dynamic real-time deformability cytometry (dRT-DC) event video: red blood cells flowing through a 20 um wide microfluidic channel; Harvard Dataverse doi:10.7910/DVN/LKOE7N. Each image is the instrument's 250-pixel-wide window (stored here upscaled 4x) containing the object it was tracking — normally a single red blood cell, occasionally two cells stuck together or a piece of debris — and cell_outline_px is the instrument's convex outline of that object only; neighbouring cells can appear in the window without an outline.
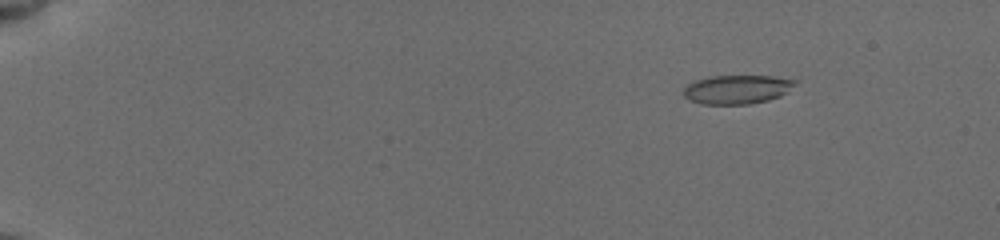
{"species": "common noctule bat (a hibernating species)", "species_latin": "Nyctalus noctula", "temperature_condition": "cold", "stored_images_in_passage": 45, "camera_frame_rate_fps": 3000, "um_per_image_px": 0.085, "animal": {"sex": "female", "body_mass_g": 19.5, "forearm_length_mm": 54.1}, "frame": {"image": 1, "passage_image": 1, "time_ms": 0.0, "image_size_px": [1000, 240], "cell_outline_px": [[800, 80], [788, 92], [780, 96], [768, 100], [748, 104], [700, 104], [688, 100], [684, 96], [684, 84], [708, 76], [772, 76]], "centroid_in_image_um": [62.64, 7.59], "position_along_channel_um": 22.4, "area_um2": 19.07}}
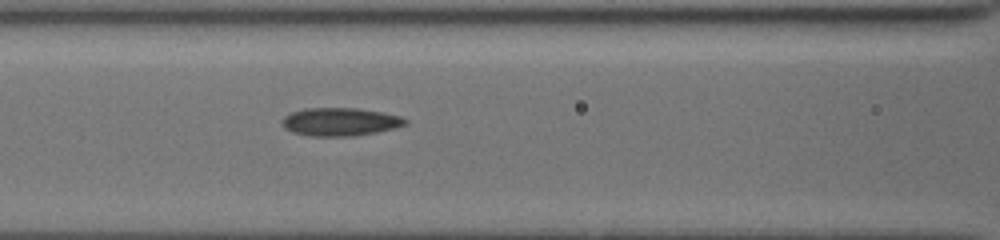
{"frame": {"image": 2, "passage_image": 26, "time_ms": 6.333, "image_size_px": [1000, 240], "cell_outline_px": [[408, 124], [396, 128], [376, 132], [352, 136], [312, 136], [292, 132], [284, 128], [280, 120], [284, 116], [292, 112], [304, 108], [360, 108], [384, 112], [400, 116], [408, 120]], "centroid_in_image_um": [28.92, 10.34], "position_along_channel_um": 137.7, "area_um2": 20.4}}
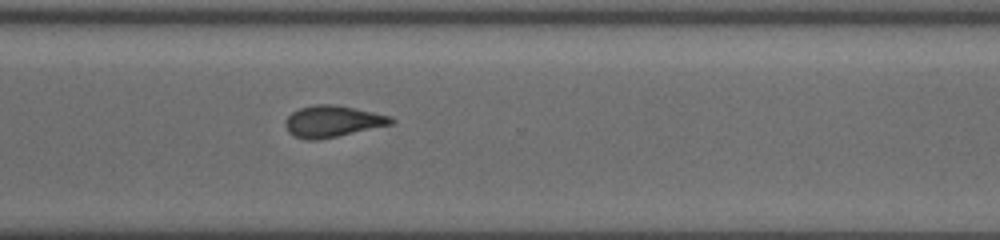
{"frame": {"image": 3, "passage_image": 44, "time_ms": 11.667, "image_size_px": [1000, 240], "cell_outline_px": [[396, 120], [392, 124], [336, 136], [316, 140], [308, 140], [296, 136], [288, 132], [284, 124], [284, 120], [292, 112], [300, 108], [316, 104], [332, 104], [392, 116]], "centroid_in_image_um": [28.24, 10.31], "position_along_channel_um": 342.4, "area_um2": 19.13}}